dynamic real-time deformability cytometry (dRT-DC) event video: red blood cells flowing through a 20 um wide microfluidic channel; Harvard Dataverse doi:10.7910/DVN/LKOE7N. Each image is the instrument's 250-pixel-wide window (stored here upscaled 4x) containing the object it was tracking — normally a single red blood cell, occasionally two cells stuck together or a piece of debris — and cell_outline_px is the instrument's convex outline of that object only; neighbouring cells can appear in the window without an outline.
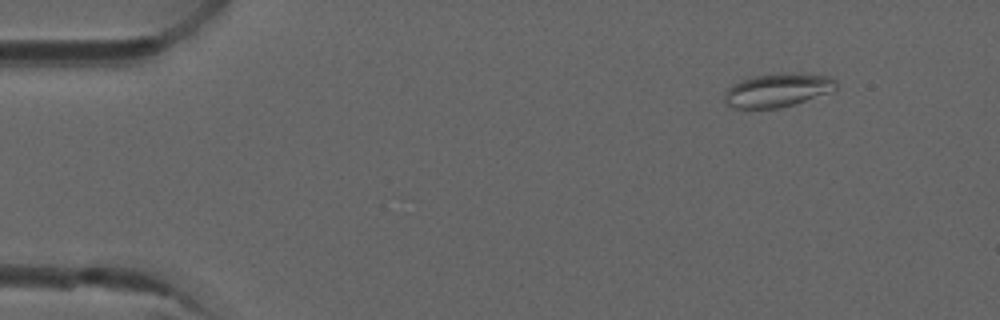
{"species": "common noctule bat (a hibernating species)", "species_latin": "Nyctalus noctula", "temperature_condition": "room temperature", "stored_images_in_passage": 7, "camera_frame_rate_fps": 3000, "um_per_image_px": 0.085, "animal": {"sex": "male", "forearm_length_mm": 52.5}, "frame": {"image": 1, "passage_image": 2, "time_ms": 0.333, "image_size_px": [1000, 320], "cell_outline_px": [[836, 88], [832, 92], [780, 108], [728, 108], [724, 104], [724, 92], [728, 88], [740, 80], [752, 76], [776, 72], [800, 72], [828, 76], [836, 80]], "centroid_in_image_um": [66.07, 7.64], "position_along_channel_um": 18.9, "area_um2": 22.37}}
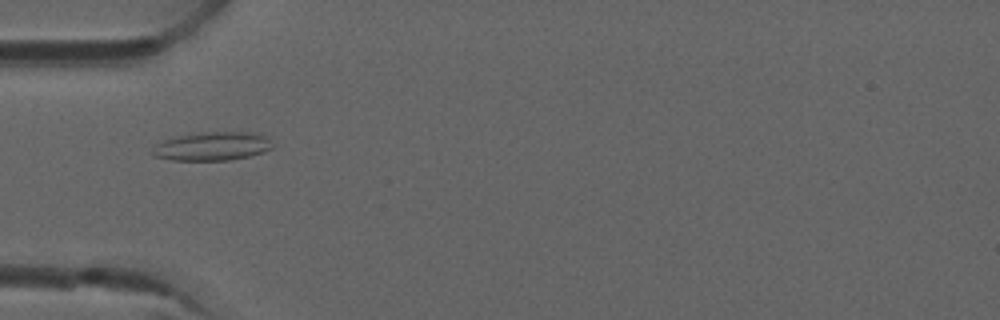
{"frame": {"image": 2, "passage_image": 5, "time_ms": 1.333, "image_size_px": [1000, 320], "cell_outline_px": [[272, 148], [264, 152], [248, 156], [228, 160], [172, 160], [152, 156], [148, 152], [156, 144], [164, 140], [180, 136], [200, 132], [260, 132], [272, 144]], "centroid_in_image_um": [18.0, 12.43], "position_along_channel_um": 67.0, "area_um2": 20.06}}
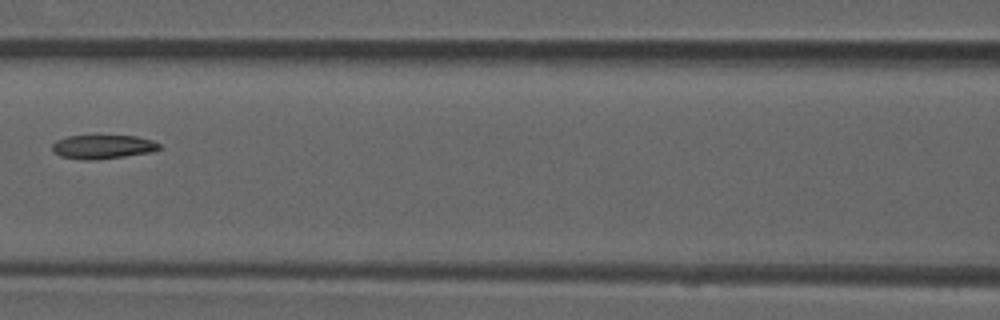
{"frame": {"image": 3, "passage_image": 7, "time_ms": 2.0, "image_size_px": [1000, 320], "cell_outline_px": [[160, 148], [152, 152], [96, 160], [84, 160], [60, 156], [52, 148], [52, 144], [56, 140], [68, 136], [136, 136], [152, 140], [160, 144]], "centroid_in_image_um": [8.74, 12.48], "position_along_channel_um": 157.9, "area_um2": 14.8}}